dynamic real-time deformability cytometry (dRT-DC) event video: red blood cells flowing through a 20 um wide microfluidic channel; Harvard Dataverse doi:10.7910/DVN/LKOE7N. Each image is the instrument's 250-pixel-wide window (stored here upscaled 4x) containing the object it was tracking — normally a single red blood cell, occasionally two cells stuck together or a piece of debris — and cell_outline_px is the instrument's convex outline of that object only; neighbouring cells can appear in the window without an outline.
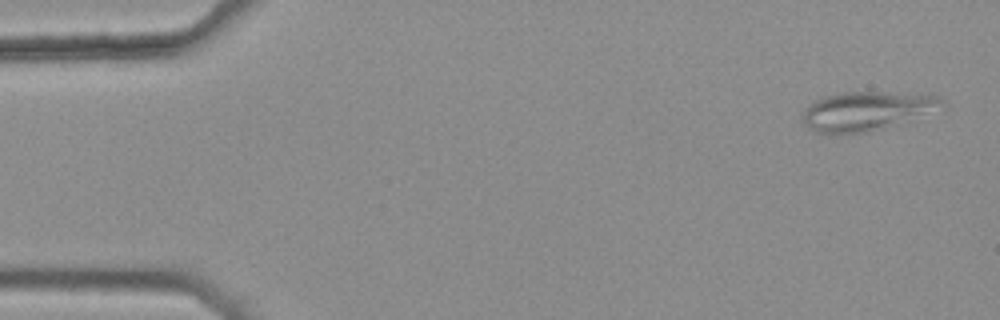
{"species": "common noctule bat (a hibernating species)", "species_latin": "Nyctalus noctula", "temperature_condition": "warm", "stored_images_in_passage": 5, "camera_frame_rate_fps": 3000, "um_per_image_px": 0.085, "animal": {"sex": "female", "body_mass_g": 25.1}, "frame": {"image": 1, "passage_image": 1, "time_ms": 0.0, "image_size_px": [1000, 320], "cell_outline_px": [[948, 104], [884, 128], [868, 132], [816, 132], [808, 128], [804, 120], [804, 108], [820, 96], [840, 92], [888, 92], [940, 96]], "centroid_in_image_um": [73.61, 9.4], "position_along_channel_um": 11.4, "area_um2": 30.98}}